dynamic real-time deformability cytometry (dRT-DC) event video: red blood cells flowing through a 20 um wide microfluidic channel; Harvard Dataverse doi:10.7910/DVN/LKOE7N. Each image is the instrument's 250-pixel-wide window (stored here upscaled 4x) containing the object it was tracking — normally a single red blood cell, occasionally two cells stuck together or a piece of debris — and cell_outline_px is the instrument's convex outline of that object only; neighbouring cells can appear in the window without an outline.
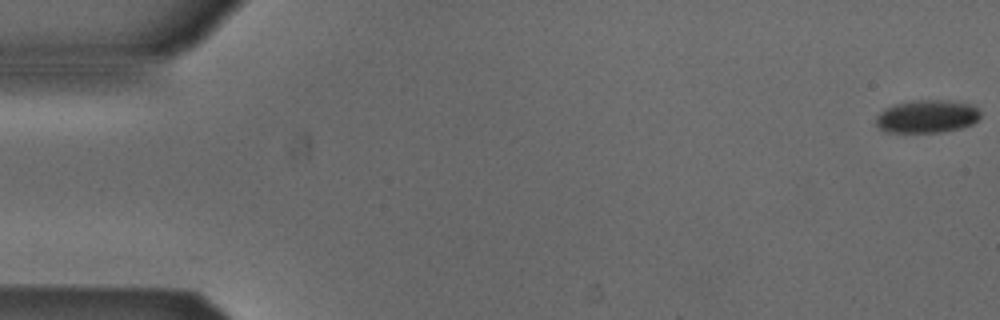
{"species": "Egyptian fruit bat (a non-hibernating species)", "species_latin": "Rousettus aegyptiacus", "temperature_condition": "cold", "stored_images_in_passage": 31, "camera_frame_rate_fps": 3000, "um_per_image_px": 0.085, "animal": {"sex": "male"}, "frame": {"image": 1, "passage_image": 1, "time_ms": 0.0, "image_size_px": [1000, 320], "cell_outline_px": [[980, 116], [972, 124], [960, 128], [940, 132], [888, 132], [880, 128], [876, 124], [876, 116], [884, 108], [896, 104], [912, 100], [948, 100], [972, 104], [980, 108]], "centroid_in_image_um": [78.81, 9.88], "position_along_channel_um": 6.2, "area_um2": 20.11}}
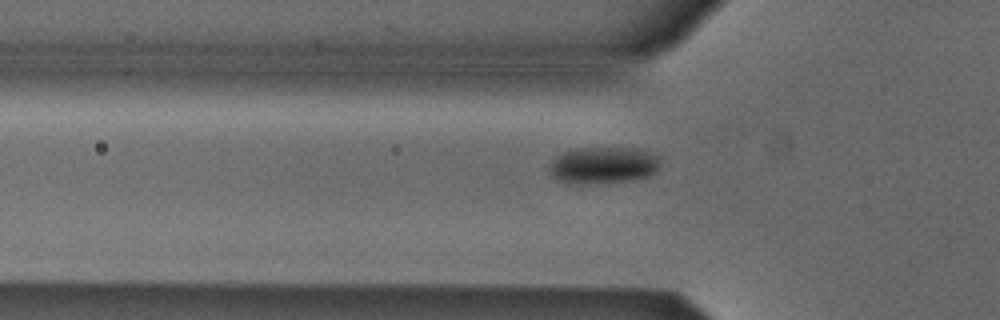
{"frame": {"image": 2, "passage_image": 18, "time_ms": 5.667, "image_size_px": [1000, 320], "cell_outline_px": [[660, 164], [656, 172], [648, 176], [632, 180], [576, 184], [568, 184], [556, 180], [548, 172], [548, 164], [556, 156], [572, 148], [640, 148], [660, 156]], "centroid_in_image_um": [51.25, 14.04], "position_along_channel_um": 74.6, "area_um2": 24.22}}
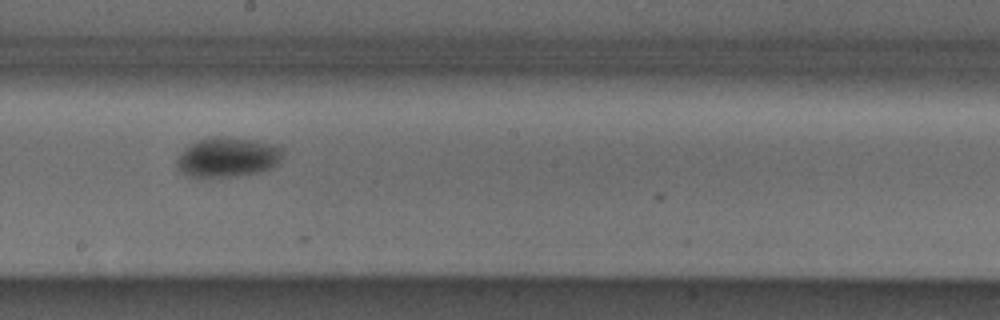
{"frame": {"image": 3, "passage_image": 30, "time_ms": 9.667, "image_size_px": [1000, 320], "cell_outline_px": [[280, 160], [272, 168], [256, 172], [236, 176], [188, 176], [176, 164], [176, 160], [180, 152], [184, 148], [200, 140], [212, 136], [220, 136], [256, 140], [280, 148]], "centroid_in_image_um": [19.31, 13.35], "position_along_channel_um": 228.9, "area_um2": 23.87}}